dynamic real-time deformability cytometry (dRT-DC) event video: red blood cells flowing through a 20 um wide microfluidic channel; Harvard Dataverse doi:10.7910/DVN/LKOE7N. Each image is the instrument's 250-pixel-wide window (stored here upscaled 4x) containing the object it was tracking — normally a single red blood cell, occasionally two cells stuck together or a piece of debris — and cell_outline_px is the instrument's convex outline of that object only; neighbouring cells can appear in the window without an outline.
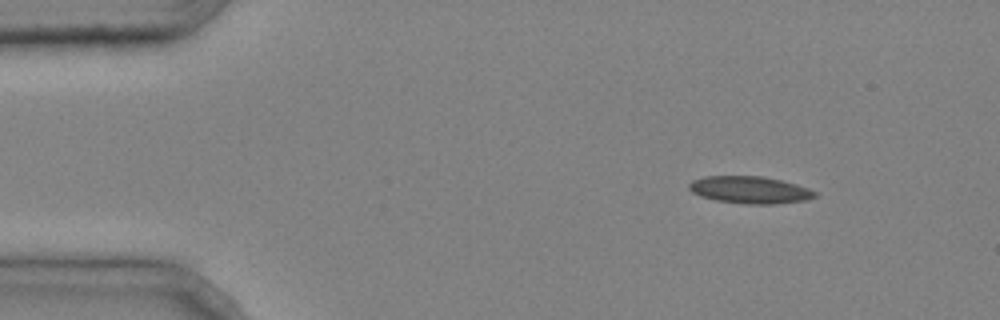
{"species": "common noctule bat (a hibernating species)", "species_latin": "Nyctalus noctula", "temperature_condition": "cold", "stored_images_in_passage": 5, "segment_of_instrument_passage": [2, 2], "camera_frame_rate_fps": 3000, "um_per_image_px": 0.085, "animal": {"sex": "male", "body_mass_g": 20.4}, "frame": {"image": 1, "passage_image": 5, "time_ms": 1.333, "image_size_px": [1000, 320], "cell_outline_px": [[820, 192], [816, 196], [808, 200], [772, 204], [748, 204], [716, 200], [700, 196], [692, 192], [688, 188], [688, 184], [692, 180], [704, 176], [764, 176], [796, 184]], "centroid_in_image_um": [63.76, 16.13], "position_along_channel_um": 21.2, "area_um2": 20.06}}